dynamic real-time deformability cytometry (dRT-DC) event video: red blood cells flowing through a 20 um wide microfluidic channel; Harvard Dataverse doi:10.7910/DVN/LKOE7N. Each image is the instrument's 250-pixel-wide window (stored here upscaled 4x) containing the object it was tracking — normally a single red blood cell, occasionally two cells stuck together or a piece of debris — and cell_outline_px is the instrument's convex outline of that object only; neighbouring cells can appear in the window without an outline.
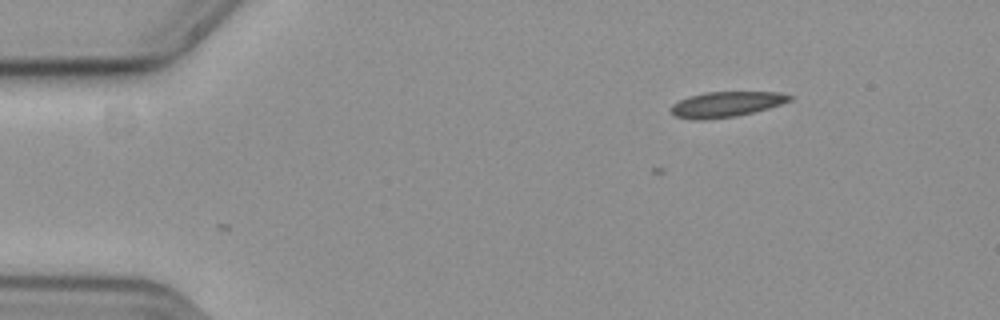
{"species": "common noctule bat (a hibernating species)", "species_latin": "Nyctalus noctula", "temperature_condition": "cold", "stored_images_in_passage": 3, "camera_frame_rate_fps": 3000, "um_per_image_px": 0.085, "animal": {"sex": "female", "body_mass_g": 19.3, "forearm_length_mm": 54.1}, "frame": {"image": 1, "passage_image": 3, "time_ms": 0.667, "image_size_px": [1000, 320], "cell_outline_px": [[792, 100], [768, 108], [736, 116], [704, 120], [692, 120], [672, 116], [672, 104], [688, 96], [704, 92], [780, 92], [792, 96]], "centroid_in_image_um": [61.68, 8.87], "position_along_channel_um": 23.3, "area_um2": 17.57}}